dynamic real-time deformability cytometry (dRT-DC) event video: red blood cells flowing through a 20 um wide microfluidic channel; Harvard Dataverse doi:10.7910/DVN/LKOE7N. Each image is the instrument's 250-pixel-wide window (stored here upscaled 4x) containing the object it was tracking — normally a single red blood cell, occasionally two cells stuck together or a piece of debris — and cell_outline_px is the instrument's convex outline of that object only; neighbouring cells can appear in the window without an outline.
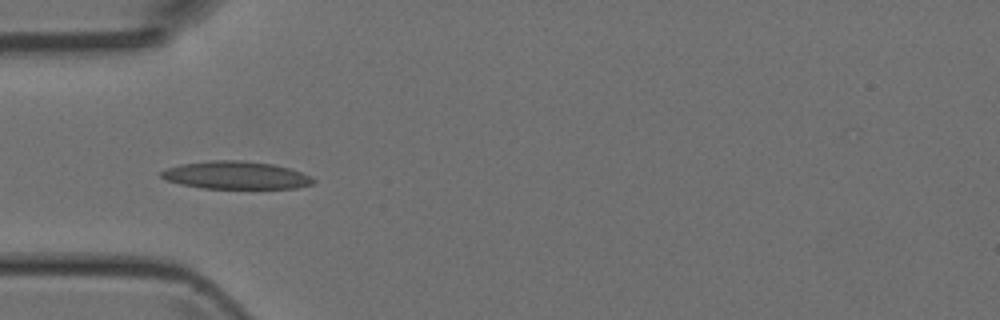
{"species": "Egyptian fruit bat (a non-hibernating species)", "species_latin": "Rousettus aegyptiacus", "temperature_condition": "room temperature", "stored_images_in_passage": 34, "camera_frame_rate_fps": 3000, "um_per_image_px": 0.085, "animal": {"sex": "female"}, "frame": {"image": 1, "passage_image": 1, "time_ms": 0.0, "image_size_px": [1000, 320], "cell_outline_px": [[316, 180], [312, 184], [296, 188], [204, 188], [180, 184], [164, 180], [160, 176], [160, 172], [168, 168], [180, 164], [208, 160], [240, 160], [272, 164], [288, 168], [312, 176]], "centroid_in_image_um": [20.03, 14.89], "position_along_channel_um": 65.0, "area_um2": 24.57}}
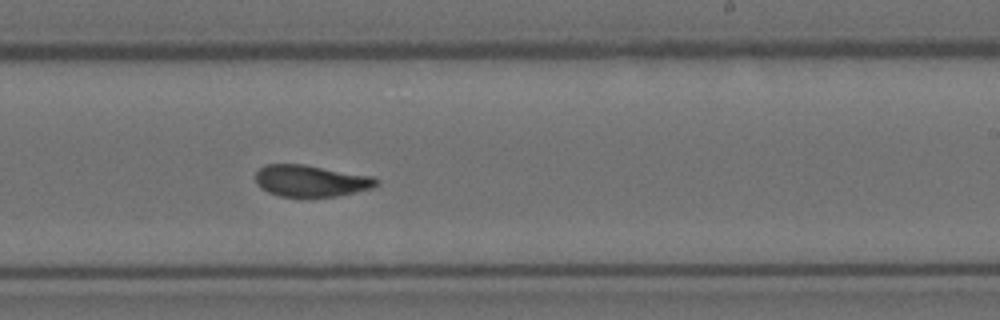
{"frame": {"image": 2, "passage_image": 15, "time_ms": 4.667, "image_size_px": [1000, 320], "cell_outline_px": [[380, 180], [372, 188], [336, 196], [280, 196], [268, 192], [260, 188], [256, 184], [256, 172], [264, 164], [304, 164], [376, 176]], "centroid_in_image_um": [26.43, 15.35], "position_along_channel_um": 262.6, "area_um2": 22.37}}
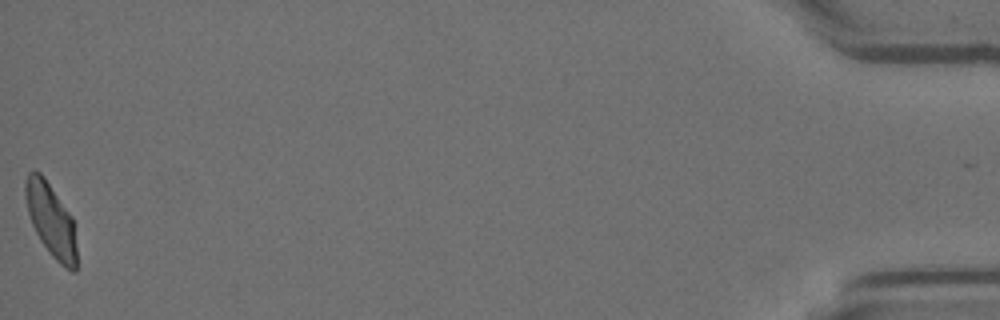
{"frame": {"image": 3, "passage_image": 34, "time_ms": 11.0, "image_size_px": [1000, 320], "cell_outline_px": [[76, 272], [72, 272], [64, 268], [48, 252], [40, 240], [32, 224], [28, 212], [24, 192], [24, 180], [28, 172], [40, 172], [44, 176], [72, 216], [76, 248]], "centroid_in_image_um": [4.32, 18.71], "position_along_channel_um": 430.9, "area_um2": 21.91}}